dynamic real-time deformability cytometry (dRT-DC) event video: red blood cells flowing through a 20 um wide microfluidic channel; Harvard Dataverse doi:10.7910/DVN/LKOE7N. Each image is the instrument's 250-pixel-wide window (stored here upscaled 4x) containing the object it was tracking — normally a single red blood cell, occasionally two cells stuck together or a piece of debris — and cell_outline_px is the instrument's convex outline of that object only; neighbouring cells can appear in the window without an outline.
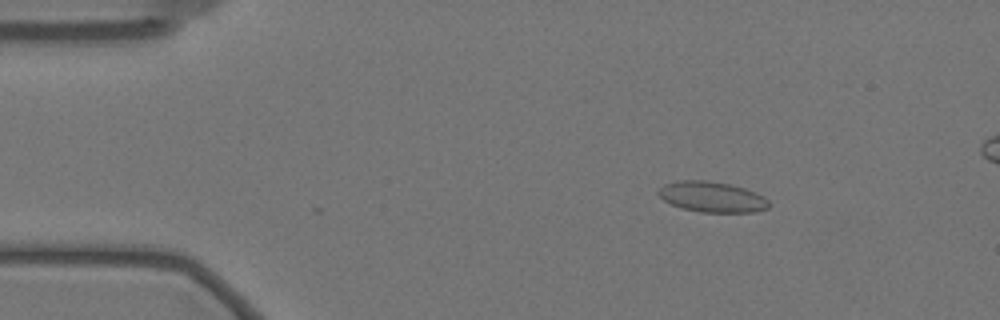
{"species": "Egyptian fruit bat (a non-hibernating species)", "species_latin": "Rousettus aegyptiacus", "temperature_condition": "warm", "stored_images_in_passage": 38, "camera_frame_rate_fps": 3000, "um_per_image_px": 0.085, "animal": {"sex": "female"}, "frame": {"image": 1, "passage_image": 2, "time_ms": 0.333, "image_size_px": [1000, 320], "cell_outline_px": [[768, 208], [752, 212], [700, 212], [680, 208], [664, 200], [656, 192], [664, 184], [676, 180], [704, 180], [728, 184], [744, 188], [756, 192], [764, 196], [768, 200]], "centroid_in_image_um": [60.49, 16.73], "position_along_channel_um": 24.5, "area_um2": 19.65}}
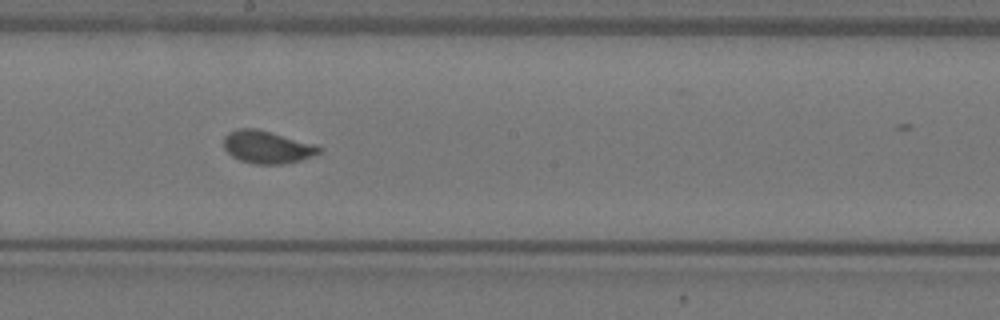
{"frame": {"image": 2, "passage_image": 25, "time_ms": 8.0, "image_size_px": [1000, 320], "cell_outline_px": [[324, 152], [300, 160], [284, 164], [256, 164], [240, 160], [232, 156], [224, 148], [224, 136], [228, 132], [240, 128], [256, 128], [316, 144], [324, 148]], "centroid_in_image_um": [22.75, 12.5], "position_along_channel_um": 225.5, "area_um2": 18.26}}
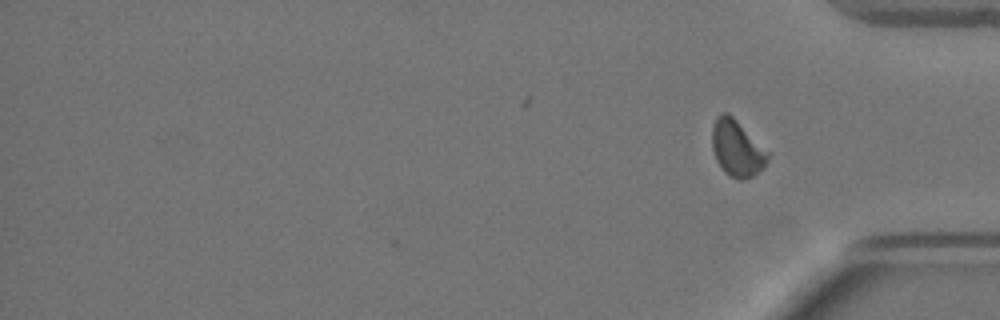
{"frame": {"image": 3, "passage_image": 38, "time_ms": 12.333, "image_size_px": [1000, 320], "cell_outline_px": [[768, 160], [764, 168], [752, 176], [740, 180], [736, 180], [728, 176], [724, 172], [716, 160], [712, 148], [712, 128], [716, 120], [724, 112], [728, 112], [768, 152]], "centroid_in_image_um": [62.63, 12.66], "position_along_channel_um": 372.6, "area_um2": 17.98}, "authors_computed_cell_mechanics": {"area_um2": 18.2359, "velocity_mm_per_s": 3.4771, "shape_relaxation_time_tau1_ms": 6.8613, "shape_relaxation_time_tau2_ms": null, "deformation_change_tau1": 0.1491, "deformation_change_tau2": null}}